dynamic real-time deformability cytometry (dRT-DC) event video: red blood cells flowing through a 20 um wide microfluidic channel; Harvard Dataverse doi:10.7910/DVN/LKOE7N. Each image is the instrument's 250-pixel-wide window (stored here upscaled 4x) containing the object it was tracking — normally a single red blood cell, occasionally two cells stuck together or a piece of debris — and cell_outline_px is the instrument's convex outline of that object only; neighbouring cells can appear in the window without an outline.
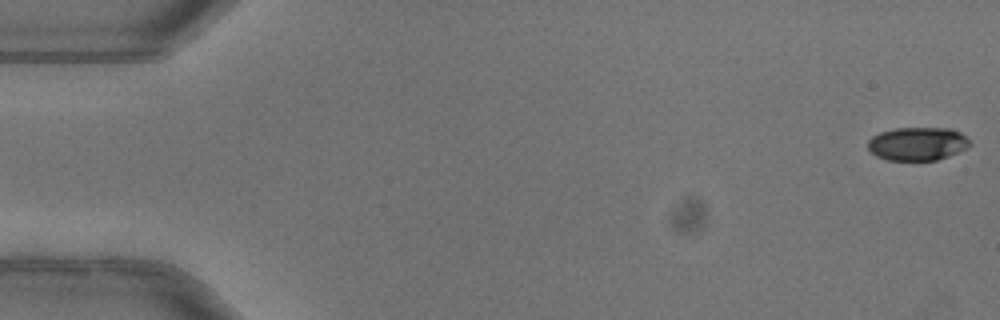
{"species": "common noctule bat (a hibernating species)", "species_latin": "Nyctalus noctula", "temperature_condition": "warm", "stored_images_in_passage": 12, "camera_frame_rate_fps": 3000, "um_per_image_px": 0.085, "animal": {"sex": "female"}, "frame": {"image": 1, "passage_image": 1, "time_ms": 0.0, "image_size_px": [1000, 320], "cell_outline_px": [[972, 144], [968, 148], [948, 156], [936, 160], [888, 160], [876, 156], [868, 148], [868, 140], [872, 136], [880, 132], [896, 128], [952, 128], [960, 132]], "centroid_in_image_um": [77.99, 12.21], "position_along_channel_um": 7.0, "area_um2": 19.83}}